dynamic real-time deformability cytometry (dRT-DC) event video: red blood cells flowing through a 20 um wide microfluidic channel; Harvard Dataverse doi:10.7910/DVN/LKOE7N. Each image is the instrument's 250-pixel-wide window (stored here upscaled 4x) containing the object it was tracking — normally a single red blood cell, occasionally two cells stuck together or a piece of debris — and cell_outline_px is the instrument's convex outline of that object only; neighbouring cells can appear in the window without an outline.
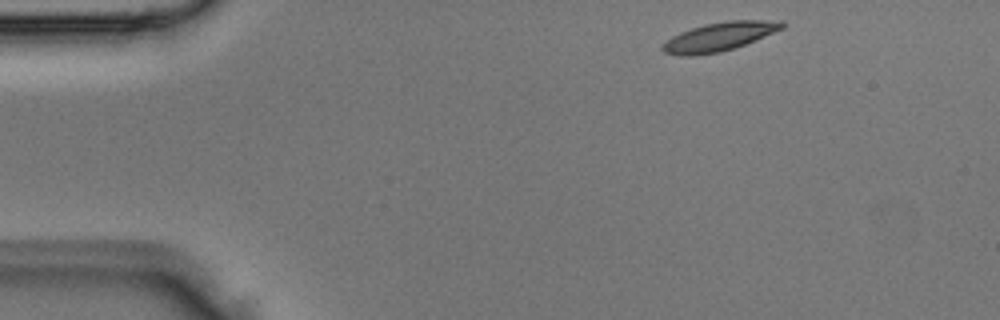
{"species": "Egyptian fruit bat (a non-hibernating species)", "species_latin": "Rousettus aegyptiacus", "temperature_condition": "room temperature", "stored_images_in_passage": 3, "camera_frame_rate_fps": 3000, "um_per_image_px": 0.085, "animal": {"sex": "male"}, "frame": {"image": 1, "passage_image": 1, "time_ms": 0.0, "image_size_px": [1000, 320], "cell_outline_px": [[784, 28], [744, 44], [720, 52], [692, 56], [680, 56], [664, 52], [660, 48], [672, 36], [680, 32], [704, 24], [728, 20], [780, 20], [784, 24]], "centroid_in_image_um": [61.12, 3.11], "position_along_channel_um": 23.9, "area_um2": 19.77}}